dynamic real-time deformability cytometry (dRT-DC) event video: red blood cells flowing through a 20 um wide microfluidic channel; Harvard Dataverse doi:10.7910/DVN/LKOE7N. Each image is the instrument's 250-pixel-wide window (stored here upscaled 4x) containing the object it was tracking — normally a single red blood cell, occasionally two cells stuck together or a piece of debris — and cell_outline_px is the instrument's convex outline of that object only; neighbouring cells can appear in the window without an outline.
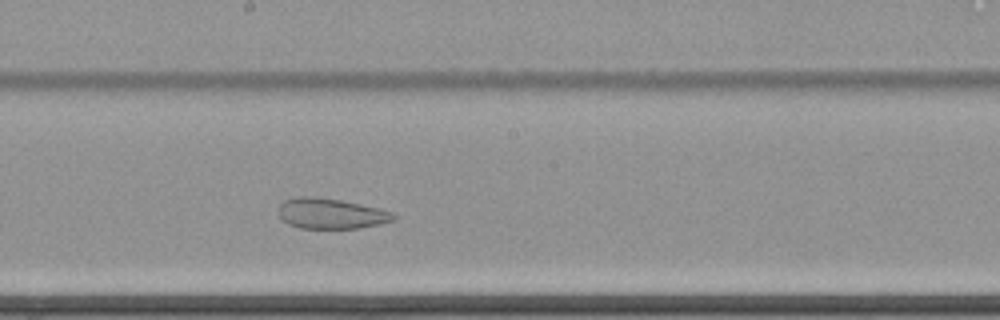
{"species": "common noctule bat (a hibernating species)", "species_latin": "Nyctalus noctula", "temperature_condition": "cold", "stored_images_in_passage": 53, "camera_frame_rate_fps": 3000, "um_per_image_px": 0.085, "animal": {"sex": "female", "body_mass_g": 22.7, "forearm_length_mm": 54.2}, "frame": {"image": 1, "passage_image": 27, "time_ms": 8.667, "image_size_px": [1000, 320], "cell_outline_px": [[396, 220], [380, 224], [360, 228], [300, 228], [288, 224], [280, 220], [280, 204], [284, 200], [296, 196], [312, 196], [340, 200], [360, 204], [392, 212], [396, 216]], "centroid_in_image_um": [28.11, 18.16], "position_along_channel_um": 220.1, "area_um2": 20.4}}
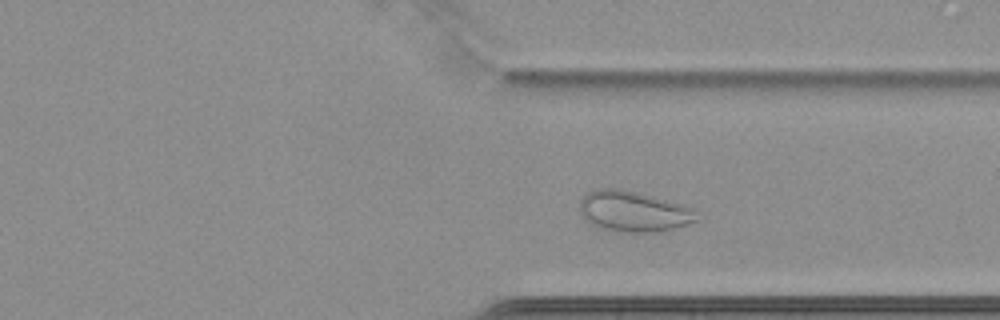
{"frame": {"image": 2, "passage_image": 39, "time_ms": 12.667, "image_size_px": [1000, 320], "cell_outline_px": [[700, 220], [688, 224], [672, 228], [652, 232], [616, 232], [600, 228], [584, 220], [580, 212], [580, 200], [588, 192], [600, 188], [620, 188], [652, 196], [680, 204], [692, 208]], "centroid_in_image_um": [53.81, 17.97], "position_along_channel_um": 357.6, "area_um2": 27.63}}
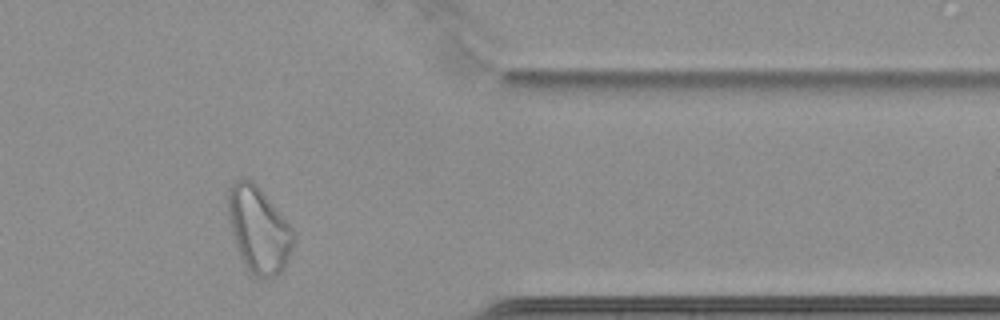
{"frame": {"image": 3, "passage_image": 43, "time_ms": 14.0, "image_size_px": [1000, 320], "cell_outline_px": [[296, 240], [284, 268], [276, 276], [256, 276], [244, 264], [240, 256], [228, 220], [228, 188], [240, 176], [252, 180], [264, 192], [292, 228], [296, 236]], "centroid_in_image_um": [21.99, 19.47], "position_along_channel_um": 389.4, "area_um2": 32.66}, "authors_computed_cell_mechanics": {"area_um2": 29.4202, "velocity_mm_per_s": 3.4064, "shape_relaxation_time_tau1_ms": null, "shape_relaxation_time_tau2_ms": 1.5675, "deformation_change_tau1": null, "deformation_change_tau2": 0.0774}}